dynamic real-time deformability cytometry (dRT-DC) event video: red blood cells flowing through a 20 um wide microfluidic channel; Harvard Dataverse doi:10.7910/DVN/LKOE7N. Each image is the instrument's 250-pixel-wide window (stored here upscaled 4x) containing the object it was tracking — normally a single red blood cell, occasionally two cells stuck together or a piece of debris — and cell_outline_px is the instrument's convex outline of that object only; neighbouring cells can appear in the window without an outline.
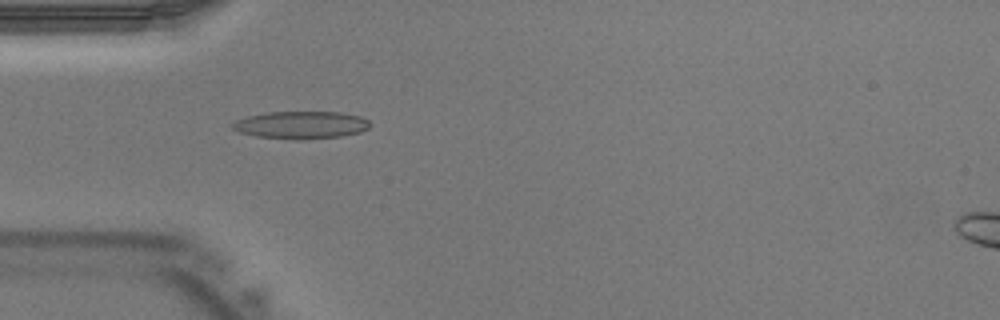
{"species": "Egyptian fruit bat (a non-hibernating species)", "species_latin": "Rousettus aegyptiacus", "temperature_condition": "warm", "stored_images_in_passage": 38, "camera_frame_rate_fps": 3000, "um_per_image_px": 0.085, "animal": {"sex": "male"}, "frame": {"image": 1, "passage_image": 10, "time_ms": 3.0, "image_size_px": [1000, 320], "cell_outline_px": [[372, 124], [368, 128], [360, 132], [340, 136], [300, 140], [296, 140], [256, 136], [240, 132], [232, 128], [232, 124], [236, 120], [248, 116], [268, 112], [340, 112], [360, 116], [368, 120]], "centroid_in_image_um": [25.61, 10.62], "position_along_channel_um": 59.4, "area_um2": 22.02}}
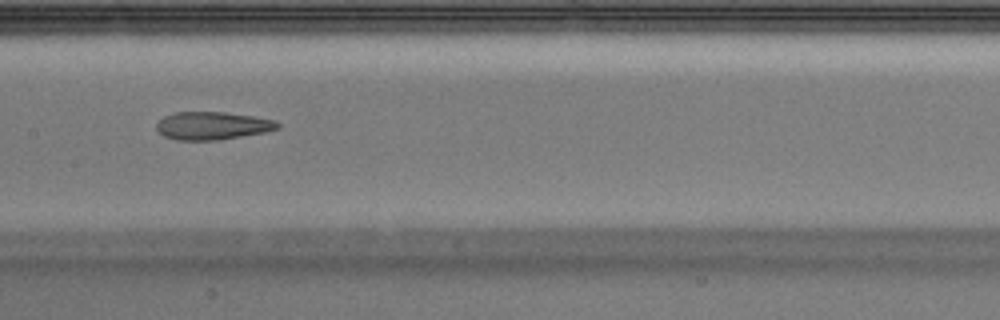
{"frame": {"image": 2, "passage_image": 18, "time_ms": 5.667, "image_size_px": [1000, 320], "cell_outline_px": [[280, 128], [264, 132], [220, 140], [176, 140], [164, 136], [156, 128], [156, 124], [164, 116], [176, 112], [224, 112], [256, 116], [276, 120], [280, 124]], "centroid_in_image_um": [18.08, 10.68], "position_along_channel_um": 189.3, "area_um2": 19.77}}
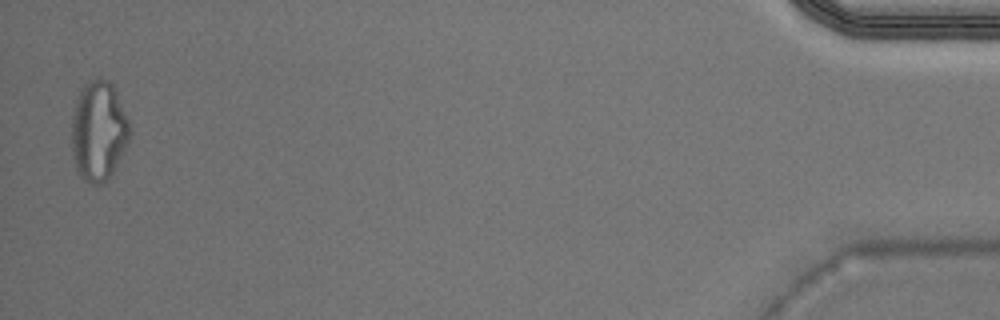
{"frame": {"image": 3, "passage_image": 38, "time_ms": 12.333, "image_size_px": [1000, 320], "cell_outline_px": [[132, 132], [128, 144], [108, 180], [100, 184], [92, 184], [84, 180], [80, 176], [76, 168], [72, 152], [72, 116], [76, 100], [84, 84], [96, 80], [108, 80], [112, 84], [116, 92], [128, 120]], "centroid_in_image_um": [8.39, 11.18], "position_along_channel_um": 426.8, "area_um2": 33.58}}